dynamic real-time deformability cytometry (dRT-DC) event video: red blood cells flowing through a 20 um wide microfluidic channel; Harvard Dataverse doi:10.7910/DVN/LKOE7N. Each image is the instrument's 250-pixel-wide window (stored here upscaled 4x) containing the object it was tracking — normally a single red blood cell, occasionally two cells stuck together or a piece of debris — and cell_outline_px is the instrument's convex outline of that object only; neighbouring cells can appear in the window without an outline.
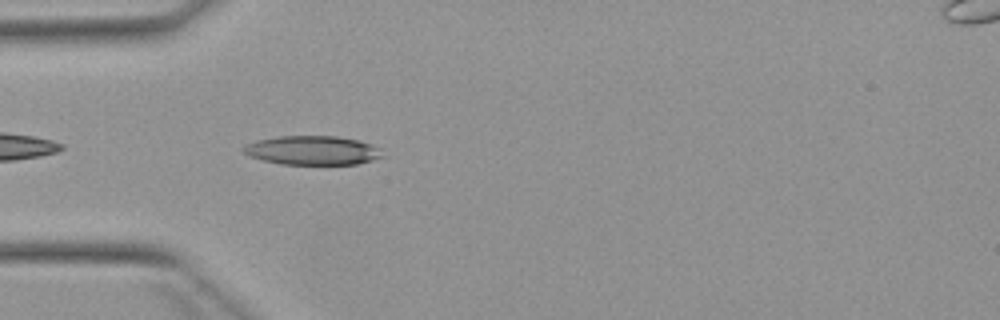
{"species": "Egyptian fruit bat (a non-hibernating species)", "species_latin": "Rousettus aegyptiacus", "temperature_condition": "warm", "stored_images_in_passage": 4, "camera_frame_rate_fps": 3000, "um_per_image_px": 0.085, "animal": {"sex": "female"}, "frame": {"image": 1, "passage_image": 4, "time_ms": 3.667, "image_size_px": [1000, 320], "cell_outline_px": [[384, 156], [372, 160], [356, 164], [280, 164], [264, 160], [252, 156], [244, 152], [240, 148], [256, 140], [276, 136], [336, 136], [356, 140], [372, 144], [380, 148]], "centroid_in_image_um": [26.57, 12.77], "position_along_channel_um": 58.4, "area_um2": 23.41}}